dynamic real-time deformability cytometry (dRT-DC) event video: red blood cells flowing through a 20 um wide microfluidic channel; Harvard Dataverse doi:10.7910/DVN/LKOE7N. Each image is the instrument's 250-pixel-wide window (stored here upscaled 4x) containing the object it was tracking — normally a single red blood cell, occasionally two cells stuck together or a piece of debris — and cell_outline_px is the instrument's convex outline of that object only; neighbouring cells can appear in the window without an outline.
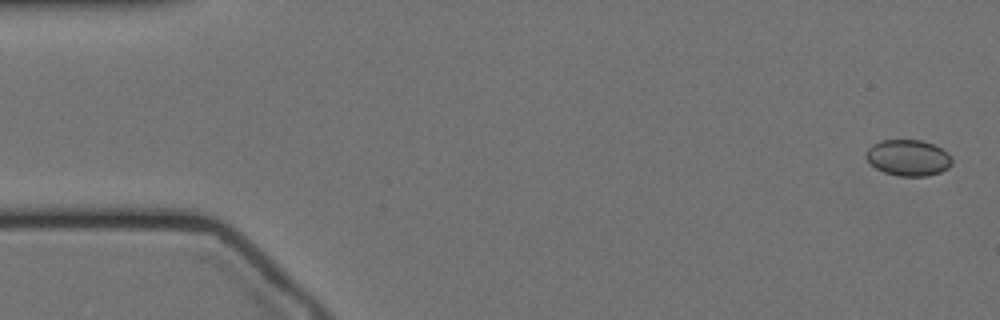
{"species": "Egyptian fruit bat (a non-hibernating species)", "species_latin": "Rousettus aegyptiacus", "temperature_condition": "cold", "stored_images_in_passage": 52, "camera_frame_rate_fps": 3000, "um_per_image_px": 0.085, "animal": {"sex": "female"}, "frame": {"image": 1, "passage_image": 2, "time_ms": 0.333, "image_size_px": [1000, 320], "cell_outline_px": [[952, 164], [948, 168], [940, 172], [928, 176], [900, 176], [884, 172], [876, 168], [864, 156], [864, 152], [872, 144], [880, 140], [924, 140], [948, 152], [952, 156]], "centroid_in_image_um": [77.2, 13.4], "position_along_channel_um": 7.8, "area_um2": 18.26}}
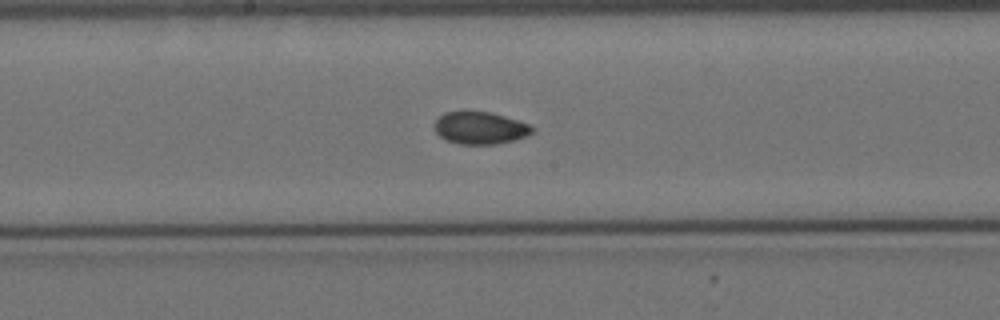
{"frame": {"image": 2, "passage_image": 30, "time_ms": 9.667, "image_size_px": [1000, 320], "cell_outline_px": [[532, 132], [528, 136], [516, 140], [496, 144], [456, 144], [444, 140], [432, 128], [432, 124], [444, 112], [488, 112], [504, 116], [528, 124], [532, 128]], "centroid_in_image_um": [40.75, 10.9], "position_along_channel_um": 207.4, "area_um2": 18.44}}
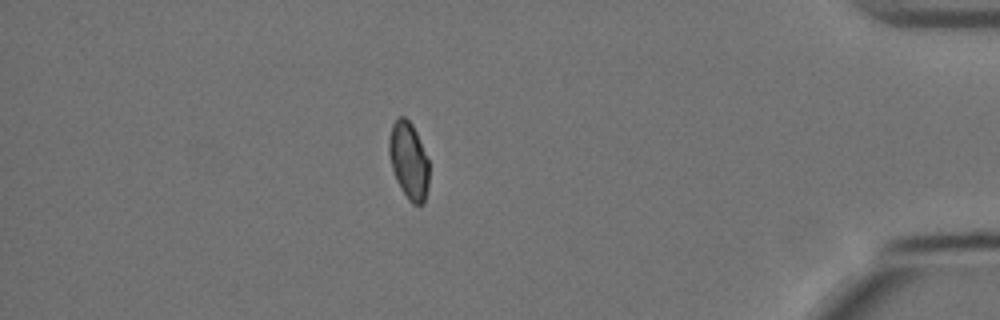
{"frame": {"image": 3, "passage_image": 51, "time_ms": 16.667, "image_size_px": [1000, 320], "cell_outline_px": [[428, 188], [424, 204], [412, 204], [408, 200], [400, 188], [396, 180], [392, 168], [388, 152], [388, 140], [392, 124], [400, 116], [404, 116], [412, 124], [416, 132], [428, 160]], "centroid_in_image_um": [34.73, 13.67], "position_along_channel_um": 400.5, "area_um2": 17.98}}